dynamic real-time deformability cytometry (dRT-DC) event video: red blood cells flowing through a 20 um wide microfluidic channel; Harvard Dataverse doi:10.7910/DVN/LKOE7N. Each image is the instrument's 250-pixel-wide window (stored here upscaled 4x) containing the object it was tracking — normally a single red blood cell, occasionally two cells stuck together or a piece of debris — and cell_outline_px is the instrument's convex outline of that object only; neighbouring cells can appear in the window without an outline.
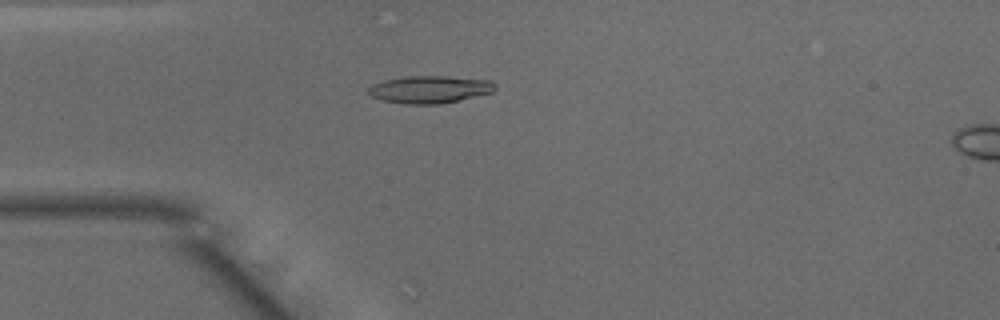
{"species": "common noctule bat (a hibernating species)", "species_latin": "Nyctalus noctula", "temperature_condition": "warm", "stored_images_in_passage": 49, "camera_frame_rate_fps": 3000, "um_per_image_px": 0.085, "animal": {"sex": "male", "body_mass_g": 15.6}, "frame": {"image": 1, "passage_image": 13, "time_ms": 4.0, "image_size_px": [1000, 320], "cell_outline_px": [[496, 88], [492, 92], [440, 104], [404, 104], [384, 100], [372, 96], [368, 92], [368, 88], [372, 84], [384, 80], [408, 76], [448, 76], [492, 80], [496, 84]], "centroid_in_image_um": [36.54, 7.59], "position_along_channel_um": 48.5, "area_um2": 20.17}}
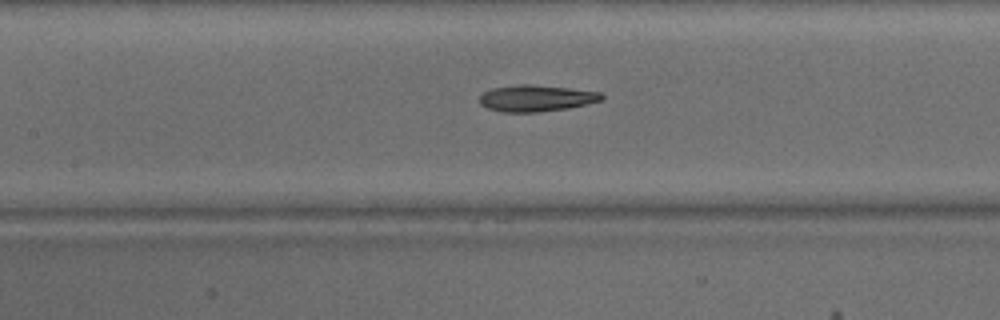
{"frame": {"image": 2, "passage_image": 22, "time_ms": 7.0, "image_size_px": [1000, 320], "cell_outline_px": [[604, 100], [568, 108], [536, 112], [504, 112], [488, 108], [480, 104], [480, 96], [484, 92], [492, 88], [516, 84], [528, 84], [568, 88], [600, 92], [604, 96]], "centroid_in_image_um": [45.58, 8.34], "position_along_channel_um": 161.8, "area_um2": 18.73}}
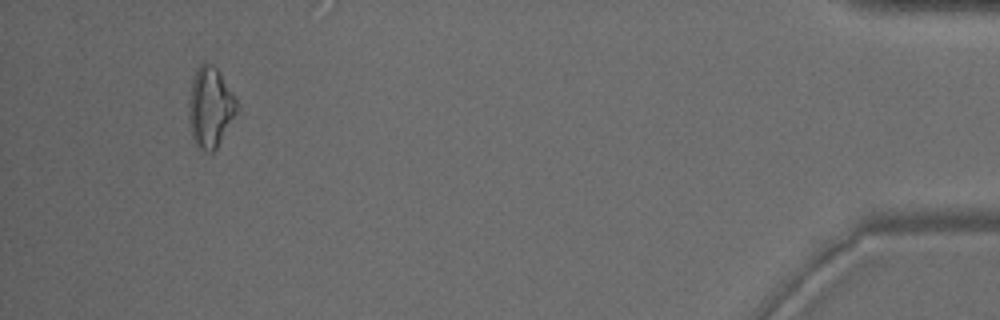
{"frame": {"image": 3, "passage_image": 46, "time_ms": 15.0, "image_size_px": [1000, 320], "cell_outline_px": [[240, 112], [216, 148], [212, 152], [204, 152], [192, 140], [188, 120], [188, 100], [192, 80], [196, 68], [200, 64], [212, 64], [216, 68], [232, 92], [236, 100]], "centroid_in_image_um": [17.87, 9.16], "position_along_channel_um": 417.3, "area_um2": 22.89}, "authors_computed_cell_mechanics": {"area_um2": 19.3052, "velocity_mm_per_s": 4.1097, "shape_relaxation_time_tau1_ms": 6.9997, "shape_relaxation_time_tau2_ms": 3.136, "deformation_change_tau1": 0.1944, "deformation_change_tau2": 0.1274}}